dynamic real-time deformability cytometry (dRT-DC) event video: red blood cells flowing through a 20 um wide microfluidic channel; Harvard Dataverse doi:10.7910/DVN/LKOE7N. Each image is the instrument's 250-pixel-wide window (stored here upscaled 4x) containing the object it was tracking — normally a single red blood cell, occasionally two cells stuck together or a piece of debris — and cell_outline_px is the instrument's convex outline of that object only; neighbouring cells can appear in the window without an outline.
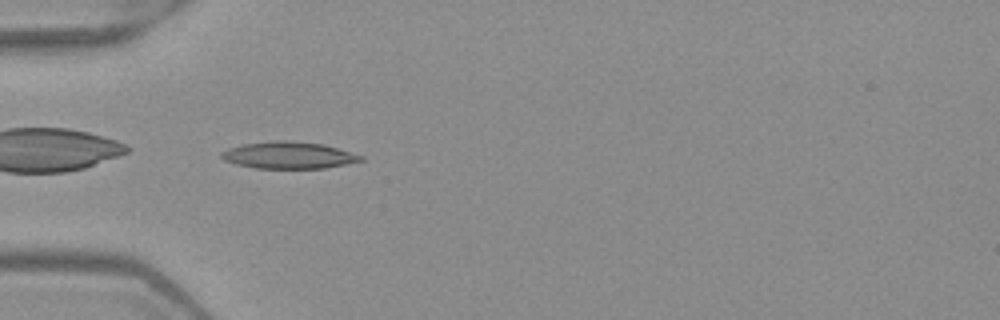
{"species": "Egyptian fruit bat (a non-hibernating species)", "species_latin": "Rousettus aegyptiacus", "temperature_condition": "warm", "stored_images_in_passage": 6, "camera_frame_rate_fps": 3000, "um_per_image_px": 0.085, "frame": {"image": 1, "passage_image": 5, "time_ms": 1.333, "image_size_px": [1000, 320], "cell_outline_px": [[364, 160], [348, 164], [324, 168], [256, 168], [236, 164], [224, 160], [220, 156], [220, 152], [228, 148], [244, 144], [276, 140], [284, 140], [324, 144], [364, 156]], "centroid_in_image_um": [24.54, 13.19], "position_along_channel_um": 60.5, "area_um2": 21.79}}
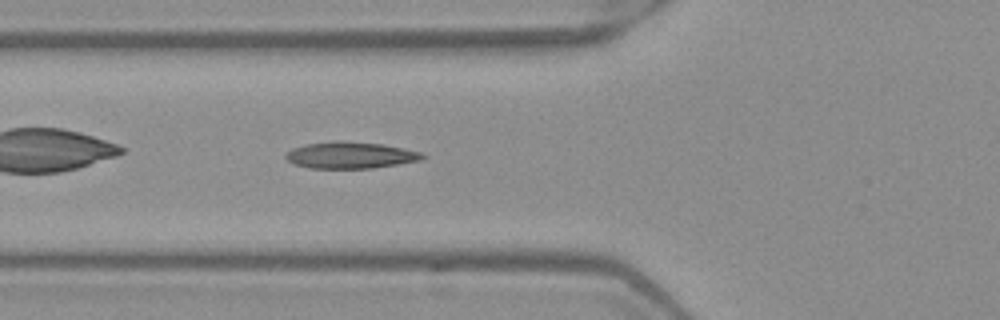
{"frame": {"image": 2, "passage_image": 6, "time_ms": 1.667, "image_size_px": [1000, 320], "cell_outline_px": [[428, 156], [420, 160], [372, 168], [308, 168], [296, 164], [288, 160], [284, 156], [292, 148], [304, 144], [332, 140], [340, 140], [384, 144], [404, 148], [420, 152]], "centroid_in_image_um": [29.77, 13.17], "position_along_channel_um": 96.0, "area_um2": 21.27}}